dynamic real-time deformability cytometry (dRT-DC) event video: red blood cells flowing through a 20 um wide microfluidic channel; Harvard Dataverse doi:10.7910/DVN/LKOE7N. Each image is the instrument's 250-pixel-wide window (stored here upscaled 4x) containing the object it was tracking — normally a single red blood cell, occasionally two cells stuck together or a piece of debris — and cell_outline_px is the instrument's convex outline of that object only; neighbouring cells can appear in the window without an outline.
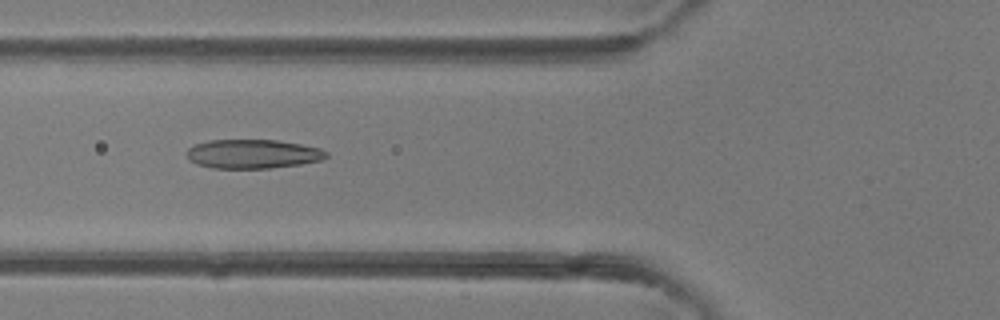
{"species": "common noctule bat (a hibernating species)", "species_latin": "Nyctalus noctula", "temperature_condition": "room temperature", "stored_images_in_passage": 5, "camera_frame_rate_fps": 3000, "um_per_image_px": 0.085, "animal": {"sex": "female"}, "frame": {"image": 1, "passage_image": 4, "time_ms": 4.333, "image_size_px": [1000, 320], "cell_outline_px": [[328, 156], [320, 160], [300, 164], [268, 168], [212, 168], [196, 164], [188, 160], [184, 152], [188, 148], [196, 144], [208, 140], [276, 140], [300, 144], [320, 148], [328, 152]], "centroid_in_image_um": [21.43, 13.08], "position_along_channel_um": 104.4, "area_um2": 23.7}}
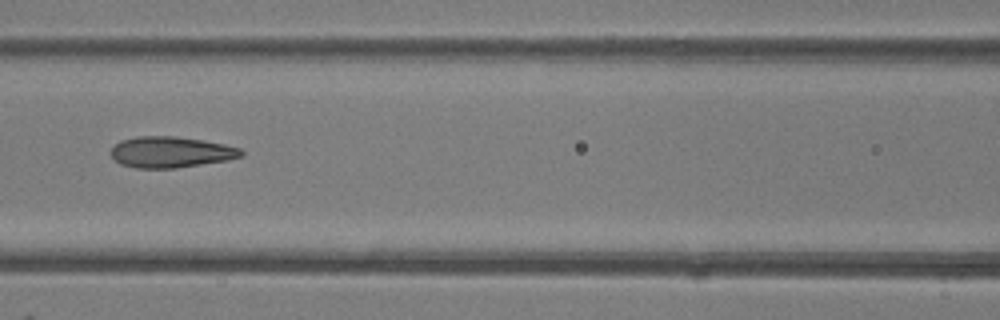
{"frame": {"image": 2, "passage_image": 5, "time_ms": 5.333, "image_size_px": [1000, 320], "cell_outline_px": [[244, 156], [228, 160], [176, 168], [136, 168], [120, 164], [112, 156], [112, 148], [120, 140], [136, 136], [176, 136], [204, 140], [224, 144], [240, 148], [244, 152]], "centroid_in_image_um": [14.55, 12.92], "position_along_channel_um": 152.1, "area_um2": 23.64}}